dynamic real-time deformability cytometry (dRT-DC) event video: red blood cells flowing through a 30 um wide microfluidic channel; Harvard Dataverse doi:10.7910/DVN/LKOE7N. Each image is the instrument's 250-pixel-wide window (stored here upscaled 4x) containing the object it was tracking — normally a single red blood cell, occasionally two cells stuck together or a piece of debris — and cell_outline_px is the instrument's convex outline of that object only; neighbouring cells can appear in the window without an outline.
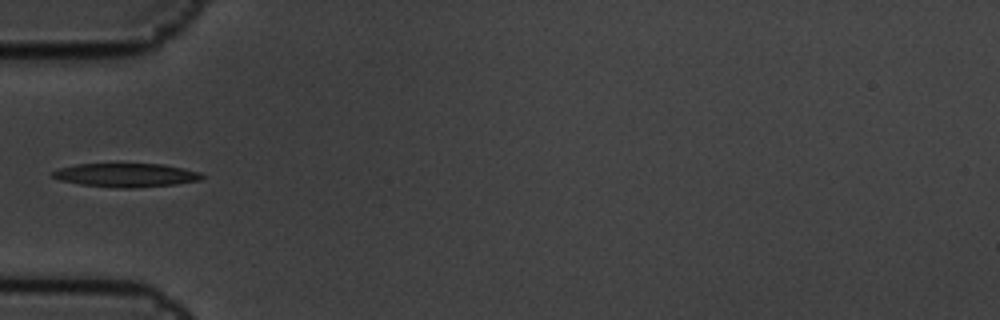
{"species": "common noctule bat (a hibernating species)", "species_latin": "Nyctalus noctula", "temperature_condition": "cold", "stored_images_in_passage": 4, "camera_frame_rate_fps": 3000, "um_per_image_px": 0.085, "animal": {"sex": "male", "body_mass_g": 19.5, "forearm_length_mm": 54.6}, "frame": {"image": 1, "passage_image": 4, "time_ms": 1.0, "image_size_px": [1000, 320], "cell_outline_px": [[204, 176], [200, 180], [176, 184], [136, 188], [124, 188], [80, 184], [60, 180], [52, 176], [52, 172], [60, 168], [76, 164], [164, 164], [184, 168], [200, 172]], "centroid_in_image_um": [10.75, 14.88], "position_along_channel_um": 74.3, "area_um2": 20.52}}